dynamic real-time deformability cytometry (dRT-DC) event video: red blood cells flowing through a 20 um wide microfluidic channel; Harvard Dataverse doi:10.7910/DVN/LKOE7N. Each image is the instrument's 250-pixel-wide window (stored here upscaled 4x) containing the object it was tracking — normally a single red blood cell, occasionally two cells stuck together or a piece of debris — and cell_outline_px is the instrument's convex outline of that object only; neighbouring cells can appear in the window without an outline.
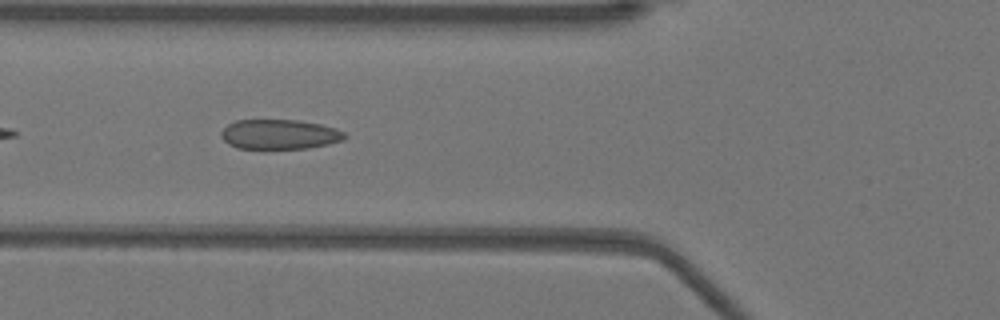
{"species": "Egyptian fruit bat (a non-hibernating species)", "species_latin": "Rousettus aegyptiacus", "temperature_condition": "warm", "stored_images_in_passage": 8, "camera_frame_rate_fps": 3000, "um_per_image_px": 0.085, "animal": {"sex": "female"}, "frame": {"image": 1, "passage_image": 5, "time_ms": 1.333, "image_size_px": [1000, 320], "cell_outline_px": [[348, 136], [344, 140], [328, 144], [308, 148], [236, 148], [228, 144], [220, 136], [220, 132], [228, 124], [236, 120], [300, 120], [320, 124], [336, 128], [344, 132]], "centroid_in_image_um": [23.77, 11.41], "position_along_channel_um": 102.0, "area_um2": 21.5}}